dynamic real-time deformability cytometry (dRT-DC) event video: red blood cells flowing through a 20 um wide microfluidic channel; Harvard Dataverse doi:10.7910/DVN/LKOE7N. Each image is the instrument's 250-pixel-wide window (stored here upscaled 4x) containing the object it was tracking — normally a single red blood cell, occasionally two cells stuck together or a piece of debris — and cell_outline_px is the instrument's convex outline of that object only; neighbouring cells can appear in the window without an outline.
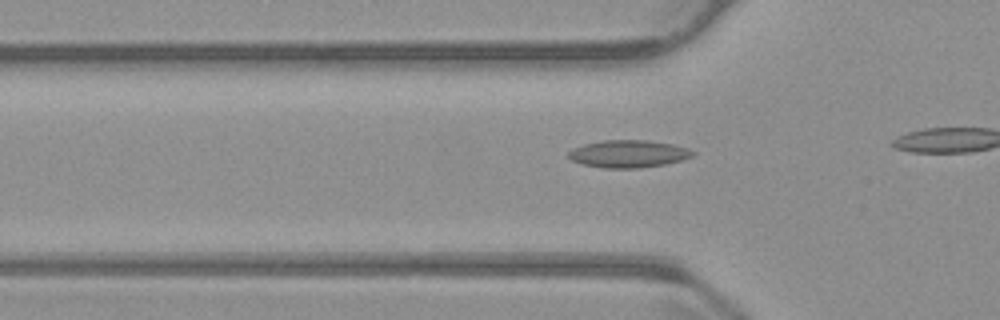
{"species": "common noctule bat (a hibernating species)", "species_latin": "Nyctalus noctula", "temperature_condition": "warm", "stored_images_in_passage": 12, "camera_frame_rate_fps": 3000, "um_per_image_px": 0.085, "animal": {"sex": "male", "body_mass_g": 23.1, "forearm_length_mm": 52.7}, "frame": {"image": 1, "passage_image": 9, "time_ms": 2.667, "image_size_px": [1000, 320], "cell_outline_px": [[696, 152], [692, 156], [680, 160], [664, 164], [640, 168], [604, 168], [584, 164], [572, 160], [568, 156], [568, 152], [572, 148], [584, 144], [604, 140], [648, 140], [672, 144], [688, 148]], "centroid_in_image_um": [53.41, 13.07], "position_along_channel_um": 72.4, "area_um2": 19.77}}